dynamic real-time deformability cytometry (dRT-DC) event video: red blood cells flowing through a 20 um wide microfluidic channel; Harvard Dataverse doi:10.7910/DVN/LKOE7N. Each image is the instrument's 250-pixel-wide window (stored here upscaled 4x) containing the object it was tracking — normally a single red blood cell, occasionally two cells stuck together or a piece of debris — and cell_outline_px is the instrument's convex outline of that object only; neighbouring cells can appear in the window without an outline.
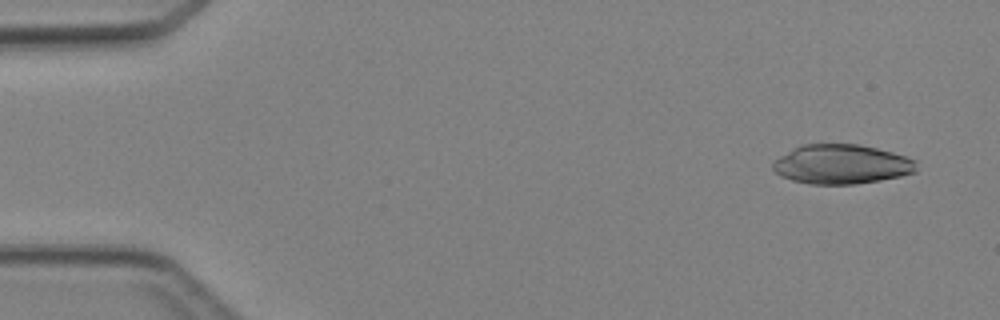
{"species": "Egyptian fruit bat (a non-hibernating species)", "species_latin": "Rousettus aegyptiacus", "temperature_condition": "cold", "stored_images_in_passage": 5, "camera_frame_rate_fps": 3000, "um_per_image_px": 0.085, "animal": {"sex": "female"}, "frame": {"image": 1, "passage_image": 1, "time_ms": 0.0, "image_size_px": [1000, 320], "cell_outline_px": [[916, 172], [900, 176], [880, 180], [856, 184], [808, 184], [792, 180], [780, 176], [772, 168], [772, 160], [800, 144], [860, 144], [892, 152], [916, 160]], "centroid_in_image_um": [71.49, 13.96], "position_along_channel_um": 13.5, "area_um2": 33.18}}
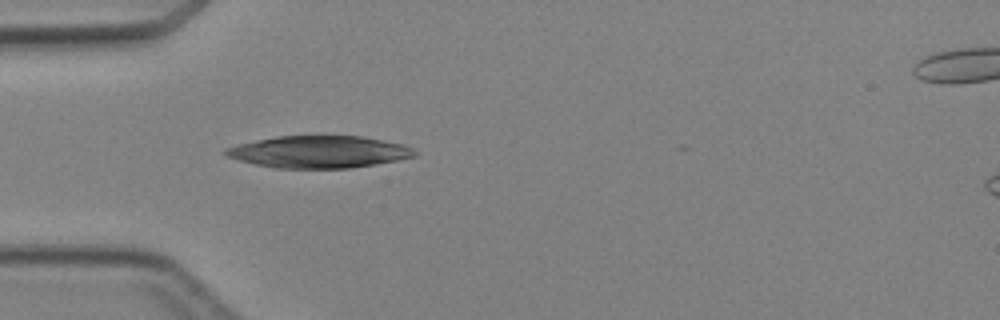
{"frame": {"image": 2, "passage_image": 4, "time_ms": 3.667, "image_size_px": [1000, 320], "cell_outline_px": [[420, 152], [416, 156], [400, 160], [352, 168], [276, 168], [256, 164], [240, 160], [228, 156], [224, 152], [224, 148], [240, 144], [276, 136], [360, 136], [384, 140], [404, 144]], "centroid_in_image_um": [27.2, 12.91], "position_along_channel_um": 57.8, "area_um2": 35.32}}